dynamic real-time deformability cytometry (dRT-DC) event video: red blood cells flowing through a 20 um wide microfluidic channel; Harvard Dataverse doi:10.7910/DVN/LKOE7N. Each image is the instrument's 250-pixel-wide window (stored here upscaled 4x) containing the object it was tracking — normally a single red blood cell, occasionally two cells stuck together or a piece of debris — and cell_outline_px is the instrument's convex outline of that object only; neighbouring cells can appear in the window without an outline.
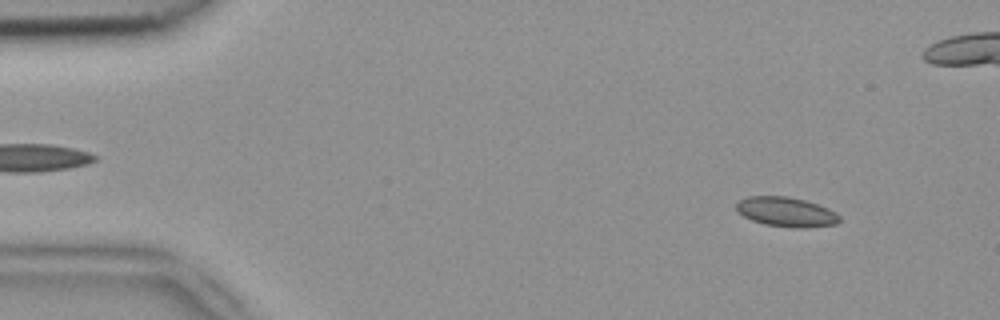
{"species": "common noctule bat (a hibernating species)", "species_latin": "Nyctalus noctula", "temperature_condition": "room temperature", "stored_images_in_passage": 51, "camera_frame_rate_fps": 3000, "um_per_image_px": 0.085, "animal": {"sex": "female", "body_mass_g": 18.4}, "frame": {"image": 1, "passage_image": 4, "time_ms": 1.0, "image_size_px": [1000, 320], "cell_outline_px": [[840, 220], [836, 224], [804, 228], [800, 228], [764, 224], [752, 220], [744, 216], [736, 208], [736, 204], [740, 200], [748, 196], [788, 196], [804, 200], [828, 208], [836, 212], [840, 216]], "centroid_in_image_um": [66.85, 18.01], "position_along_channel_um": 18.2, "area_um2": 17.63}}
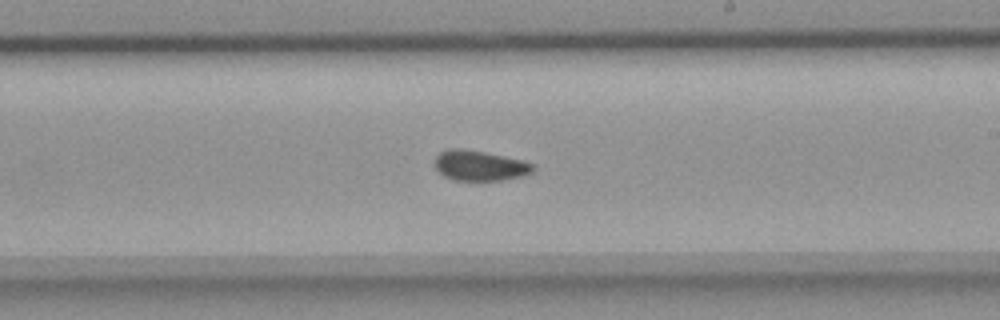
{"frame": {"image": 2, "passage_image": 29, "time_ms": 9.333, "image_size_px": [1000, 320], "cell_outline_px": [[536, 168], [532, 172], [520, 176], [500, 180], [452, 180], [444, 176], [436, 168], [436, 156], [440, 152], [448, 148], [464, 148], [524, 160], [536, 164]], "centroid_in_image_um": [40.8, 14.06], "position_along_channel_um": 248.2, "area_um2": 17.34}}
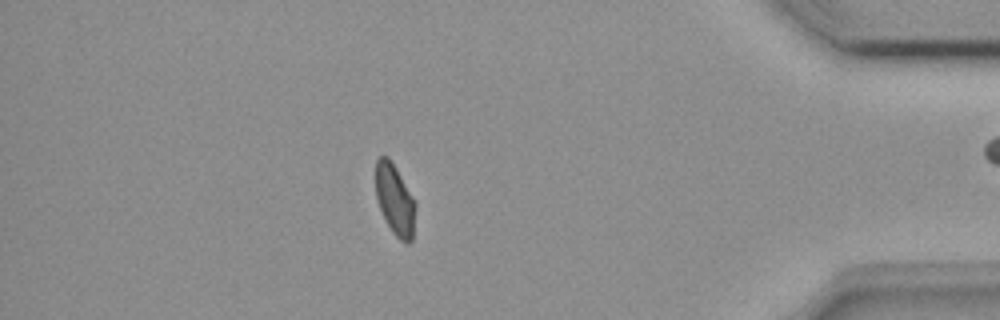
{"frame": {"image": 3, "passage_image": 44, "time_ms": 14.333, "image_size_px": [1000, 320], "cell_outline_px": [[416, 208], [412, 240], [408, 244], [400, 240], [392, 232], [380, 208], [376, 196], [376, 160], [380, 156], [388, 156], [392, 160], [412, 196], [416, 204]], "centroid_in_image_um": [33.57, 16.97], "position_along_channel_um": 401.6, "area_um2": 16.36}, "authors_computed_cell_mechanics": {"area_um2": 17.34, "velocity_mm_per_s": 3.8963, "shape_relaxation_time_tau1_ms": null, "shape_relaxation_time_tau2_ms": 0.8624, "deformation_change_tau1": null, "deformation_change_tau2": 0.0445}}